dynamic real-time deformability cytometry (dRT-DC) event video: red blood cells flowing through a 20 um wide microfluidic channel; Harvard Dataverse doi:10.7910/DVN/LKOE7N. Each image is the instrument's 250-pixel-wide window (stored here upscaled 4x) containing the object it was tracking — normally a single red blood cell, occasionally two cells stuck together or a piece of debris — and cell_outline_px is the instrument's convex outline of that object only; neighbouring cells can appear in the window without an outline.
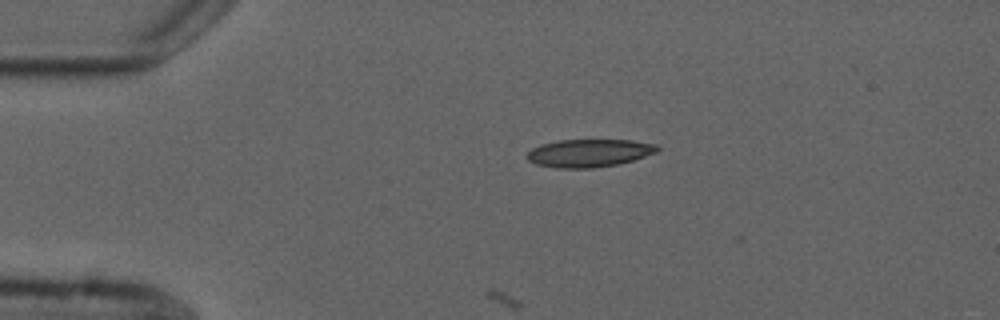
{"species": "common noctule bat (a hibernating species)", "species_latin": "Nyctalus noctula", "temperature_condition": "cold", "stored_images_in_passage": 3, "camera_frame_rate_fps": 3000, "um_per_image_px": 0.085, "animal": {"sex": "male", "forearm_length_mm": 52.5}, "frame": {"image": 1, "passage_image": 1, "time_ms": 0.0, "image_size_px": [1000, 320], "cell_outline_px": [[660, 148], [656, 152], [632, 160], [616, 164], [592, 168], [556, 168], [536, 164], [528, 160], [524, 156], [532, 148], [540, 144], [560, 140], [632, 140], [656, 144]], "centroid_in_image_um": [50.03, 13.0], "position_along_channel_um": 35.0, "area_um2": 21.1}}